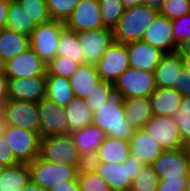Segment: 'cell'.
Returning a JSON list of instances; mask_svg holds the SVG:
<instances>
[{"label": "cell", "mask_w": 190, "mask_h": 191, "mask_svg": "<svg viewBox=\"0 0 190 191\" xmlns=\"http://www.w3.org/2000/svg\"><path fill=\"white\" fill-rule=\"evenodd\" d=\"M28 166L31 181L48 191L63 181L77 178L75 166L48 162L40 156L28 163Z\"/></svg>", "instance_id": "obj_3"}, {"label": "cell", "mask_w": 190, "mask_h": 191, "mask_svg": "<svg viewBox=\"0 0 190 191\" xmlns=\"http://www.w3.org/2000/svg\"><path fill=\"white\" fill-rule=\"evenodd\" d=\"M164 1L165 0H144V4L158 10Z\"/></svg>", "instance_id": "obj_53"}, {"label": "cell", "mask_w": 190, "mask_h": 191, "mask_svg": "<svg viewBox=\"0 0 190 191\" xmlns=\"http://www.w3.org/2000/svg\"><path fill=\"white\" fill-rule=\"evenodd\" d=\"M101 80L114 83L127 70L129 56L126 44L113 42L95 65Z\"/></svg>", "instance_id": "obj_12"}, {"label": "cell", "mask_w": 190, "mask_h": 191, "mask_svg": "<svg viewBox=\"0 0 190 191\" xmlns=\"http://www.w3.org/2000/svg\"><path fill=\"white\" fill-rule=\"evenodd\" d=\"M80 65L81 63L75 62L73 59L56 56L47 64L46 76H60L70 79Z\"/></svg>", "instance_id": "obj_35"}, {"label": "cell", "mask_w": 190, "mask_h": 191, "mask_svg": "<svg viewBox=\"0 0 190 191\" xmlns=\"http://www.w3.org/2000/svg\"><path fill=\"white\" fill-rule=\"evenodd\" d=\"M158 12L171 20L182 17L190 13V0H165Z\"/></svg>", "instance_id": "obj_39"}, {"label": "cell", "mask_w": 190, "mask_h": 191, "mask_svg": "<svg viewBox=\"0 0 190 191\" xmlns=\"http://www.w3.org/2000/svg\"><path fill=\"white\" fill-rule=\"evenodd\" d=\"M68 117L69 133L80 130L93 122V112L84 98L74 97L65 107Z\"/></svg>", "instance_id": "obj_28"}, {"label": "cell", "mask_w": 190, "mask_h": 191, "mask_svg": "<svg viewBox=\"0 0 190 191\" xmlns=\"http://www.w3.org/2000/svg\"><path fill=\"white\" fill-rule=\"evenodd\" d=\"M181 56L175 53L165 54L154 71L158 88H174L178 86L179 74L183 68Z\"/></svg>", "instance_id": "obj_21"}, {"label": "cell", "mask_w": 190, "mask_h": 191, "mask_svg": "<svg viewBox=\"0 0 190 191\" xmlns=\"http://www.w3.org/2000/svg\"><path fill=\"white\" fill-rule=\"evenodd\" d=\"M157 191H186V180H159Z\"/></svg>", "instance_id": "obj_45"}, {"label": "cell", "mask_w": 190, "mask_h": 191, "mask_svg": "<svg viewBox=\"0 0 190 191\" xmlns=\"http://www.w3.org/2000/svg\"><path fill=\"white\" fill-rule=\"evenodd\" d=\"M3 135L20 163H31L39 156L41 137L35 131L6 125Z\"/></svg>", "instance_id": "obj_6"}, {"label": "cell", "mask_w": 190, "mask_h": 191, "mask_svg": "<svg viewBox=\"0 0 190 191\" xmlns=\"http://www.w3.org/2000/svg\"><path fill=\"white\" fill-rule=\"evenodd\" d=\"M123 104L125 120L135 130L143 129L153 116L149 97L126 98Z\"/></svg>", "instance_id": "obj_23"}, {"label": "cell", "mask_w": 190, "mask_h": 191, "mask_svg": "<svg viewBox=\"0 0 190 191\" xmlns=\"http://www.w3.org/2000/svg\"><path fill=\"white\" fill-rule=\"evenodd\" d=\"M20 163L13 154L12 149L9 147L8 141L4 135H0V167L13 166Z\"/></svg>", "instance_id": "obj_44"}, {"label": "cell", "mask_w": 190, "mask_h": 191, "mask_svg": "<svg viewBox=\"0 0 190 191\" xmlns=\"http://www.w3.org/2000/svg\"><path fill=\"white\" fill-rule=\"evenodd\" d=\"M158 14L157 9L146 4L125 9L117 26L113 29L114 41L127 44L142 40L145 30Z\"/></svg>", "instance_id": "obj_2"}, {"label": "cell", "mask_w": 190, "mask_h": 191, "mask_svg": "<svg viewBox=\"0 0 190 191\" xmlns=\"http://www.w3.org/2000/svg\"><path fill=\"white\" fill-rule=\"evenodd\" d=\"M175 45L178 47L190 38V13L172 20Z\"/></svg>", "instance_id": "obj_41"}, {"label": "cell", "mask_w": 190, "mask_h": 191, "mask_svg": "<svg viewBox=\"0 0 190 191\" xmlns=\"http://www.w3.org/2000/svg\"><path fill=\"white\" fill-rule=\"evenodd\" d=\"M125 9L134 8L144 4V0H119Z\"/></svg>", "instance_id": "obj_51"}, {"label": "cell", "mask_w": 190, "mask_h": 191, "mask_svg": "<svg viewBox=\"0 0 190 191\" xmlns=\"http://www.w3.org/2000/svg\"><path fill=\"white\" fill-rule=\"evenodd\" d=\"M6 124L4 123L3 117L0 114V135L3 134Z\"/></svg>", "instance_id": "obj_58"}, {"label": "cell", "mask_w": 190, "mask_h": 191, "mask_svg": "<svg viewBox=\"0 0 190 191\" xmlns=\"http://www.w3.org/2000/svg\"><path fill=\"white\" fill-rule=\"evenodd\" d=\"M97 153L101 162L122 163L130 155L129 141L106 136Z\"/></svg>", "instance_id": "obj_29"}, {"label": "cell", "mask_w": 190, "mask_h": 191, "mask_svg": "<svg viewBox=\"0 0 190 191\" xmlns=\"http://www.w3.org/2000/svg\"><path fill=\"white\" fill-rule=\"evenodd\" d=\"M10 0H0V30L6 27Z\"/></svg>", "instance_id": "obj_49"}, {"label": "cell", "mask_w": 190, "mask_h": 191, "mask_svg": "<svg viewBox=\"0 0 190 191\" xmlns=\"http://www.w3.org/2000/svg\"><path fill=\"white\" fill-rule=\"evenodd\" d=\"M79 191H111L108 183L97 173L77 174Z\"/></svg>", "instance_id": "obj_40"}, {"label": "cell", "mask_w": 190, "mask_h": 191, "mask_svg": "<svg viewBox=\"0 0 190 191\" xmlns=\"http://www.w3.org/2000/svg\"><path fill=\"white\" fill-rule=\"evenodd\" d=\"M57 56L73 59L84 64V52L79 43L77 33L65 28L59 38Z\"/></svg>", "instance_id": "obj_32"}, {"label": "cell", "mask_w": 190, "mask_h": 191, "mask_svg": "<svg viewBox=\"0 0 190 191\" xmlns=\"http://www.w3.org/2000/svg\"><path fill=\"white\" fill-rule=\"evenodd\" d=\"M80 0H46L51 20L65 22Z\"/></svg>", "instance_id": "obj_38"}, {"label": "cell", "mask_w": 190, "mask_h": 191, "mask_svg": "<svg viewBox=\"0 0 190 191\" xmlns=\"http://www.w3.org/2000/svg\"><path fill=\"white\" fill-rule=\"evenodd\" d=\"M171 117L177 124L180 136L185 142L190 138V112H181V109H178Z\"/></svg>", "instance_id": "obj_43"}, {"label": "cell", "mask_w": 190, "mask_h": 191, "mask_svg": "<svg viewBox=\"0 0 190 191\" xmlns=\"http://www.w3.org/2000/svg\"><path fill=\"white\" fill-rule=\"evenodd\" d=\"M159 177L152 165H144L140 174L131 183L129 191H157Z\"/></svg>", "instance_id": "obj_36"}, {"label": "cell", "mask_w": 190, "mask_h": 191, "mask_svg": "<svg viewBox=\"0 0 190 191\" xmlns=\"http://www.w3.org/2000/svg\"><path fill=\"white\" fill-rule=\"evenodd\" d=\"M9 80L5 74L0 75V107L9 99Z\"/></svg>", "instance_id": "obj_47"}, {"label": "cell", "mask_w": 190, "mask_h": 191, "mask_svg": "<svg viewBox=\"0 0 190 191\" xmlns=\"http://www.w3.org/2000/svg\"><path fill=\"white\" fill-rule=\"evenodd\" d=\"M104 28L114 29L124 13V6L119 0H98Z\"/></svg>", "instance_id": "obj_33"}, {"label": "cell", "mask_w": 190, "mask_h": 191, "mask_svg": "<svg viewBox=\"0 0 190 191\" xmlns=\"http://www.w3.org/2000/svg\"><path fill=\"white\" fill-rule=\"evenodd\" d=\"M181 112H190V97H183L180 105Z\"/></svg>", "instance_id": "obj_54"}, {"label": "cell", "mask_w": 190, "mask_h": 191, "mask_svg": "<svg viewBox=\"0 0 190 191\" xmlns=\"http://www.w3.org/2000/svg\"><path fill=\"white\" fill-rule=\"evenodd\" d=\"M29 15L33 23L44 24L51 20L46 0H16Z\"/></svg>", "instance_id": "obj_34"}, {"label": "cell", "mask_w": 190, "mask_h": 191, "mask_svg": "<svg viewBox=\"0 0 190 191\" xmlns=\"http://www.w3.org/2000/svg\"><path fill=\"white\" fill-rule=\"evenodd\" d=\"M114 87L124 99L149 97L157 88L154 72L129 67L114 82Z\"/></svg>", "instance_id": "obj_9"}, {"label": "cell", "mask_w": 190, "mask_h": 191, "mask_svg": "<svg viewBox=\"0 0 190 191\" xmlns=\"http://www.w3.org/2000/svg\"><path fill=\"white\" fill-rule=\"evenodd\" d=\"M114 88V83L106 80L100 82L93 88V90L84 99L86 104L95 113L104 103H107L109 94Z\"/></svg>", "instance_id": "obj_37"}, {"label": "cell", "mask_w": 190, "mask_h": 191, "mask_svg": "<svg viewBox=\"0 0 190 191\" xmlns=\"http://www.w3.org/2000/svg\"><path fill=\"white\" fill-rule=\"evenodd\" d=\"M186 191H190V170L187 175V180H186Z\"/></svg>", "instance_id": "obj_59"}, {"label": "cell", "mask_w": 190, "mask_h": 191, "mask_svg": "<svg viewBox=\"0 0 190 191\" xmlns=\"http://www.w3.org/2000/svg\"><path fill=\"white\" fill-rule=\"evenodd\" d=\"M64 25L76 33L104 28L98 0H80Z\"/></svg>", "instance_id": "obj_14"}, {"label": "cell", "mask_w": 190, "mask_h": 191, "mask_svg": "<svg viewBox=\"0 0 190 191\" xmlns=\"http://www.w3.org/2000/svg\"><path fill=\"white\" fill-rule=\"evenodd\" d=\"M6 28L31 37L36 25L16 0H10Z\"/></svg>", "instance_id": "obj_31"}, {"label": "cell", "mask_w": 190, "mask_h": 191, "mask_svg": "<svg viewBox=\"0 0 190 191\" xmlns=\"http://www.w3.org/2000/svg\"><path fill=\"white\" fill-rule=\"evenodd\" d=\"M49 191H79L78 180L63 181Z\"/></svg>", "instance_id": "obj_48"}, {"label": "cell", "mask_w": 190, "mask_h": 191, "mask_svg": "<svg viewBox=\"0 0 190 191\" xmlns=\"http://www.w3.org/2000/svg\"><path fill=\"white\" fill-rule=\"evenodd\" d=\"M130 154L137 162L151 165L164 151L146 129L135 130L129 140Z\"/></svg>", "instance_id": "obj_20"}, {"label": "cell", "mask_w": 190, "mask_h": 191, "mask_svg": "<svg viewBox=\"0 0 190 191\" xmlns=\"http://www.w3.org/2000/svg\"><path fill=\"white\" fill-rule=\"evenodd\" d=\"M131 68L154 72L165 55L143 40L126 44Z\"/></svg>", "instance_id": "obj_19"}, {"label": "cell", "mask_w": 190, "mask_h": 191, "mask_svg": "<svg viewBox=\"0 0 190 191\" xmlns=\"http://www.w3.org/2000/svg\"><path fill=\"white\" fill-rule=\"evenodd\" d=\"M101 161L97 152H88L80 155L77 162L76 173L77 174H90L97 171V167Z\"/></svg>", "instance_id": "obj_42"}, {"label": "cell", "mask_w": 190, "mask_h": 191, "mask_svg": "<svg viewBox=\"0 0 190 191\" xmlns=\"http://www.w3.org/2000/svg\"><path fill=\"white\" fill-rule=\"evenodd\" d=\"M144 129L152 135L159 146L165 150H177L184 147L177 124L170 116H155L148 121Z\"/></svg>", "instance_id": "obj_15"}, {"label": "cell", "mask_w": 190, "mask_h": 191, "mask_svg": "<svg viewBox=\"0 0 190 191\" xmlns=\"http://www.w3.org/2000/svg\"><path fill=\"white\" fill-rule=\"evenodd\" d=\"M69 134L73 138L80 155L88 152H97L106 137L105 132L93 124Z\"/></svg>", "instance_id": "obj_27"}, {"label": "cell", "mask_w": 190, "mask_h": 191, "mask_svg": "<svg viewBox=\"0 0 190 191\" xmlns=\"http://www.w3.org/2000/svg\"><path fill=\"white\" fill-rule=\"evenodd\" d=\"M77 36L84 52V64L94 66L114 42L113 30L109 28L81 31Z\"/></svg>", "instance_id": "obj_13"}, {"label": "cell", "mask_w": 190, "mask_h": 191, "mask_svg": "<svg viewBox=\"0 0 190 191\" xmlns=\"http://www.w3.org/2000/svg\"><path fill=\"white\" fill-rule=\"evenodd\" d=\"M30 47V37L9 28L0 30V56L7 62Z\"/></svg>", "instance_id": "obj_24"}, {"label": "cell", "mask_w": 190, "mask_h": 191, "mask_svg": "<svg viewBox=\"0 0 190 191\" xmlns=\"http://www.w3.org/2000/svg\"><path fill=\"white\" fill-rule=\"evenodd\" d=\"M0 114L6 125L16 126L39 133L37 103L8 99L0 107Z\"/></svg>", "instance_id": "obj_10"}, {"label": "cell", "mask_w": 190, "mask_h": 191, "mask_svg": "<svg viewBox=\"0 0 190 191\" xmlns=\"http://www.w3.org/2000/svg\"><path fill=\"white\" fill-rule=\"evenodd\" d=\"M183 96L174 88H156L149 96L151 110L155 116H172L182 102Z\"/></svg>", "instance_id": "obj_22"}, {"label": "cell", "mask_w": 190, "mask_h": 191, "mask_svg": "<svg viewBox=\"0 0 190 191\" xmlns=\"http://www.w3.org/2000/svg\"><path fill=\"white\" fill-rule=\"evenodd\" d=\"M123 101V95L114 87L107 103L93 113L92 124L105 132V136L129 141L135 129L125 120Z\"/></svg>", "instance_id": "obj_1"}, {"label": "cell", "mask_w": 190, "mask_h": 191, "mask_svg": "<svg viewBox=\"0 0 190 191\" xmlns=\"http://www.w3.org/2000/svg\"><path fill=\"white\" fill-rule=\"evenodd\" d=\"M30 180L27 163L0 167V191H21Z\"/></svg>", "instance_id": "obj_25"}, {"label": "cell", "mask_w": 190, "mask_h": 191, "mask_svg": "<svg viewBox=\"0 0 190 191\" xmlns=\"http://www.w3.org/2000/svg\"><path fill=\"white\" fill-rule=\"evenodd\" d=\"M46 67L45 62L29 47L6 62L5 75L8 80L46 76Z\"/></svg>", "instance_id": "obj_16"}, {"label": "cell", "mask_w": 190, "mask_h": 191, "mask_svg": "<svg viewBox=\"0 0 190 191\" xmlns=\"http://www.w3.org/2000/svg\"><path fill=\"white\" fill-rule=\"evenodd\" d=\"M46 97L54 103L66 107L74 98L70 79L60 76H46Z\"/></svg>", "instance_id": "obj_30"}, {"label": "cell", "mask_w": 190, "mask_h": 191, "mask_svg": "<svg viewBox=\"0 0 190 191\" xmlns=\"http://www.w3.org/2000/svg\"><path fill=\"white\" fill-rule=\"evenodd\" d=\"M65 29L64 22L50 20L37 25L30 37V47L47 65L57 56L59 38Z\"/></svg>", "instance_id": "obj_5"}, {"label": "cell", "mask_w": 190, "mask_h": 191, "mask_svg": "<svg viewBox=\"0 0 190 191\" xmlns=\"http://www.w3.org/2000/svg\"><path fill=\"white\" fill-rule=\"evenodd\" d=\"M183 97H190V75L183 67L178 79V86L174 87Z\"/></svg>", "instance_id": "obj_46"}, {"label": "cell", "mask_w": 190, "mask_h": 191, "mask_svg": "<svg viewBox=\"0 0 190 191\" xmlns=\"http://www.w3.org/2000/svg\"><path fill=\"white\" fill-rule=\"evenodd\" d=\"M9 99L38 103L46 97V76L9 80Z\"/></svg>", "instance_id": "obj_18"}, {"label": "cell", "mask_w": 190, "mask_h": 191, "mask_svg": "<svg viewBox=\"0 0 190 191\" xmlns=\"http://www.w3.org/2000/svg\"><path fill=\"white\" fill-rule=\"evenodd\" d=\"M177 53L179 55H190V38H187L181 45L178 46Z\"/></svg>", "instance_id": "obj_50"}, {"label": "cell", "mask_w": 190, "mask_h": 191, "mask_svg": "<svg viewBox=\"0 0 190 191\" xmlns=\"http://www.w3.org/2000/svg\"><path fill=\"white\" fill-rule=\"evenodd\" d=\"M143 166L130 154L122 163L101 162L97 173L108 183L111 191H129Z\"/></svg>", "instance_id": "obj_4"}, {"label": "cell", "mask_w": 190, "mask_h": 191, "mask_svg": "<svg viewBox=\"0 0 190 191\" xmlns=\"http://www.w3.org/2000/svg\"><path fill=\"white\" fill-rule=\"evenodd\" d=\"M96 67L89 64H81L78 70L70 78L74 97L85 98L100 82Z\"/></svg>", "instance_id": "obj_26"}, {"label": "cell", "mask_w": 190, "mask_h": 191, "mask_svg": "<svg viewBox=\"0 0 190 191\" xmlns=\"http://www.w3.org/2000/svg\"><path fill=\"white\" fill-rule=\"evenodd\" d=\"M21 191H48L40 187L38 184L33 183L31 180Z\"/></svg>", "instance_id": "obj_52"}, {"label": "cell", "mask_w": 190, "mask_h": 191, "mask_svg": "<svg viewBox=\"0 0 190 191\" xmlns=\"http://www.w3.org/2000/svg\"><path fill=\"white\" fill-rule=\"evenodd\" d=\"M159 180H187L190 160L184 149L165 150L151 164Z\"/></svg>", "instance_id": "obj_11"}, {"label": "cell", "mask_w": 190, "mask_h": 191, "mask_svg": "<svg viewBox=\"0 0 190 191\" xmlns=\"http://www.w3.org/2000/svg\"><path fill=\"white\" fill-rule=\"evenodd\" d=\"M183 61V66L190 75V55H180Z\"/></svg>", "instance_id": "obj_55"}, {"label": "cell", "mask_w": 190, "mask_h": 191, "mask_svg": "<svg viewBox=\"0 0 190 191\" xmlns=\"http://www.w3.org/2000/svg\"><path fill=\"white\" fill-rule=\"evenodd\" d=\"M39 156L48 162L76 166L80 154L68 134L41 138Z\"/></svg>", "instance_id": "obj_8"}, {"label": "cell", "mask_w": 190, "mask_h": 191, "mask_svg": "<svg viewBox=\"0 0 190 191\" xmlns=\"http://www.w3.org/2000/svg\"><path fill=\"white\" fill-rule=\"evenodd\" d=\"M6 62L0 56V75L5 74Z\"/></svg>", "instance_id": "obj_57"}, {"label": "cell", "mask_w": 190, "mask_h": 191, "mask_svg": "<svg viewBox=\"0 0 190 191\" xmlns=\"http://www.w3.org/2000/svg\"><path fill=\"white\" fill-rule=\"evenodd\" d=\"M39 134L41 138L69 134L68 117L65 107L44 97L37 103Z\"/></svg>", "instance_id": "obj_7"}, {"label": "cell", "mask_w": 190, "mask_h": 191, "mask_svg": "<svg viewBox=\"0 0 190 191\" xmlns=\"http://www.w3.org/2000/svg\"><path fill=\"white\" fill-rule=\"evenodd\" d=\"M185 153L187 154L189 160H190V138L184 142V147H183Z\"/></svg>", "instance_id": "obj_56"}, {"label": "cell", "mask_w": 190, "mask_h": 191, "mask_svg": "<svg viewBox=\"0 0 190 191\" xmlns=\"http://www.w3.org/2000/svg\"><path fill=\"white\" fill-rule=\"evenodd\" d=\"M142 40L165 54L178 50L174 41L172 20L159 14L145 30Z\"/></svg>", "instance_id": "obj_17"}]
</instances>
